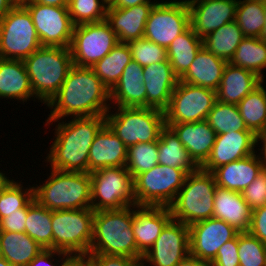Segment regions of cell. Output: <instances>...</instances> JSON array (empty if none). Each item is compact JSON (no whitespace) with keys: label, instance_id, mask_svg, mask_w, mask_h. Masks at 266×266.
Returning <instances> with one entry per match:
<instances>
[{"label":"cell","instance_id":"1","mask_svg":"<svg viewBox=\"0 0 266 266\" xmlns=\"http://www.w3.org/2000/svg\"><path fill=\"white\" fill-rule=\"evenodd\" d=\"M109 102L110 90L94 70L74 65L58 93L46 105L51 110L46 120L105 115L111 109Z\"/></svg>","mask_w":266,"mask_h":266},{"label":"cell","instance_id":"2","mask_svg":"<svg viewBox=\"0 0 266 266\" xmlns=\"http://www.w3.org/2000/svg\"><path fill=\"white\" fill-rule=\"evenodd\" d=\"M55 125L54 142L46 161L52 169L64 172H88L89 151L96 134L106 124L105 115L73 117L71 120H45ZM62 121V122H61Z\"/></svg>","mask_w":266,"mask_h":266},{"label":"cell","instance_id":"3","mask_svg":"<svg viewBox=\"0 0 266 266\" xmlns=\"http://www.w3.org/2000/svg\"><path fill=\"white\" fill-rule=\"evenodd\" d=\"M133 206L96 211L89 253L127 256L142 260L132 229Z\"/></svg>","mask_w":266,"mask_h":266},{"label":"cell","instance_id":"4","mask_svg":"<svg viewBox=\"0 0 266 266\" xmlns=\"http://www.w3.org/2000/svg\"><path fill=\"white\" fill-rule=\"evenodd\" d=\"M38 102L47 105L58 93L74 66L69 48L41 46L23 60Z\"/></svg>","mask_w":266,"mask_h":266},{"label":"cell","instance_id":"5","mask_svg":"<svg viewBox=\"0 0 266 266\" xmlns=\"http://www.w3.org/2000/svg\"><path fill=\"white\" fill-rule=\"evenodd\" d=\"M44 182L33 187V197L39 205L51 211L91 208L89 172H64L51 168Z\"/></svg>","mask_w":266,"mask_h":266},{"label":"cell","instance_id":"6","mask_svg":"<svg viewBox=\"0 0 266 266\" xmlns=\"http://www.w3.org/2000/svg\"><path fill=\"white\" fill-rule=\"evenodd\" d=\"M216 180L212 172L201 168L186 176L169 209L173 220L190 226L213 218Z\"/></svg>","mask_w":266,"mask_h":266},{"label":"cell","instance_id":"7","mask_svg":"<svg viewBox=\"0 0 266 266\" xmlns=\"http://www.w3.org/2000/svg\"><path fill=\"white\" fill-rule=\"evenodd\" d=\"M112 108L116 112H111ZM111 109L105 114L106 124L127 147L158 141L166 126L164 112L158 109L112 106Z\"/></svg>","mask_w":266,"mask_h":266},{"label":"cell","instance_id":"8","mask_svg":"<svg viewBox=\"0 0 266 266\" xmlns=\"http://www.w3.org/2000/svg\"><path fill=\"white\" fill-rule=\"evenodd\" d=\"M91 208L52 211V249L87 256L93 235Z\"/></svg>","mask_w":266,"mask_h":266},{"label":"cell","instance_id":"9","mask_svg":"<svg viewBox=\"0 0 266 266\" xmlns=\"http://www.w3.org/2000/svg\"><path fill=\"white\" fill-rule=\"evenodd\" d=\"M90 175L93 211L122 209L136 205L134 180L125 166L106 167Z\"/></svg>","mask_w":266,"mask_h":266},{"label":"cell","instance_id":"10","mask_svg":"<svg viewBox=\"0 0 266 266\" xmlns=\"http://www.w3.org/2000/svg\"><path fill=\"white\" fill-rule=\"evenodd\" d=\"M41 46L28 9L15 5L0 21V58L24 60Z\"/></svg>","mask_w":266,"mask_h":266},{"label":"cell","instance_id":"11","mask_svg":"<svg viewBox=\"0 0 266 266\" xmlns=\"http://www.w3.org/2000/svg\"><path fill=\"white\" fill-rule=\"evenodd\" d=\"M188 173L180 168L157 164L133 181L135 204L169 207L183 186Z\"/></svg>","mask_w":266,"mask_h":266},{"label":"cell","instance_id":"12","mask_svg":"<svg viewBox=\"0 0 266 266\" xmlns=\"http://www.w3.org/2000/svg\"><path fill=\"white\" fill-rule=\"evenodd\" d=\"M119 43L106 20L74 26L69 46L73 64L92 68Z\"/></svg>","mask_w":266,"mask_h":266},{"label":"cell","instance_id":"13","mask_svg":"<svg viewBox=\"0 0 266 266\" xmlns=\"http://www.w3.org/2000/svg\"><path fill=\"white\" fill-rule=\"evenodd\" d=\"M216 101V91L179 80L164 111L165 124L206 120Z\"/></svg>","mask_w":266,"mask_h":266},{"label":"cell","instance_id":"14","mask_svg":"<svg viewBox=\"0 0 266 266\" xmlns=\"http://www.w3.org/2000/svg\"><path fill=\"white\" fill-rule=\"evenodd\" d=\"M24 6L32 17L42 46L69 48L75 25L68 7L48 6L35 2Z\"/></svg>","mask_w":266,"mask_h":266},{"label":"cell","instance_id":"15","mask_svg":"<svg viewBox=\"0 0 266 266\" xmlns=\"http://www.w3.org/2000/svg\"><path fill=\"white\" fill-rule=\"evenodd\" d=\"M189 26V7L162 0L151 9L143 38L168 48Z\"/></svg>","mask_w":266,"mask_h":266},{"label":"cell","instance_id":"16","mask_svg":"<svg viewBox=\"0 0 266 266\" xmlns=\"http://www.w3.org/2000/svg\"><path fill=\"white\" fill-rule=\"evenodd\" d=\"M189 254V226L172 219L143 255L141 263L142 266H177Z\"/></svg>","mask_w":266,"mask_h":266},{"label":"cell","instance_id":"17","mask_svg":"<svg viewBox=\"0 0 266 266\" xmlns=\"http://www.w3.org/2000/svg\"><path fill=\"white\" fill-rule=\"evenodd\" d=\"M239 232L223 220L209 218L189 226L190 255L211 263L218 249Z\"/></svg>","mask_w":266,"mask_h":266},{"label":"cell","instance_id":"18","mask_svg":"<svg viewBox=\"0 0 266 266\" xmlns=\"http://www.w3.org/2000/svg\"><path fill=\"white\" fill-rule=\"evenodd\" d=\"M256 147V135L252 131H230L216 135L211 153L200 168L213 172L222 165L258 152Z\"/></svg>","mask_w":266,"mask_h":266},{"label":"cell","instance_id":"19","mask_svg":"<svg viewBox=\"0 0 266 266\" xmlns=\"http://www.w3.org/2000/svg\"><path fill=\"white\" fill-rule=\"evenodd\" d=\"M238 0H203L189 7L190 26L200 37L235 21Z\"/></svg>","mask_w":266,"mask_h":266},{"label":"cell","instance_id":"20","mask_svg":"<svg viewBox=\"0 0 266 266\" xmlns=\"http://www.w3.org/2000/svg\"><path fill=\"white\" fill-rule=\"evenodd\" d=\"M171 220L169 207L134 205L132 229L137 250L142 256L152 247Z\"/></svg>","mask_w":266,"mask_h":266},{"label":"cell","instance_id":"21","mask_svg":"<svg viewBox=\"0 0 266 266\" xmlns=\"http://www.w3.org/2000/svg\"><path fill=\"white\" fill-rule=\"evenodd\" d=\"M146 107L165 111L179 78L168 60L143 67Z\"/></svg>","mask_w":266,"mask_h":266},{"label":"cell","instance_id":"22","mask_svg":"<svg viewBox=\"0 0 266 266\" xmlns=\"http://www.w3.org/2000/svg\"><path fill=\"white\" fill-rule=\"evenodd\" d=\"M128 147L105 124L96 134L90 147L88 172L106 167L126 166Z\"/></svg>","mask_w":266,"mask_h":266},{"label":"cell","instance_id":"23","mask_svg":"<svg viewBox=\"0 0 266 266\" xmlns=\"http://www.w3.org/2000/svg\"><path fill=\"white\" fill-rule=\"evenodd\" d=\"M155 4H140L129 8L107 7L106 21L120 43L143 38L146 21Z\"/></svg>","mask_w":266,"mask_h":266},{"label":"cell","instance_id":"24","mask_svg":"<svg viewBox=\"0 0 266 266\" xmlns=\"http://www.w3.org/2000/svg\"><path fill=\"white\" fill-rule=\"evenodd\" d=\"M166 126L174 131L194 162L201 167L209 157L217 135L208 122L203 120Z\"/></svg>","mask_w":266,"mask_h":266},{"label":"cell","instance_id":"25","mask_svg":"<svg viewBox=\"0 0 266 266\" xmlns=\"http://www.w3.org/2000/svg\"><path fill=\"white\" fill-rule=\"evenodd\" d=\"M252 210L240 192L216 186L213 218L223 220L239 233L250 229Z\"/></svg>","mask_w":266,"mask_h":266},{"label":"cell","instance_id":"26","mask_svg":"<svg viewBox=\"0 0 266 266\" xmlns=\"http://www.w3.org/2000/svg\"><path fill=\"white\" fill-rule=\"evenodd\" d=\"M264 169L256 153L216 168L212 173L217 186L242 193Z\"/></svg>","mask_w":266,"mask_h":266},{"label":"cell","instance_id":"27","mask_svg":"<svg viewBox=\"0 0 266 266\" xmlns=\"http://www.w3.org/2000/svg\"><path fill=\"white\" fill-rule=\"evenodd\" d=\"M113 107H146L143 67L135 60L124 68L118 83L110 91Z\"/></svg>","mask_w":266,"mask_h":266},{"label":"cell","instance_id":"28","mask_svg":"<svg viewBox=\"0 0 266 266\" xmlns=\"http://www.w3.org/2000/svg\"><path fill=\"white\" fill-rule=\"evenodd\" d=\"M262 81L254 72L228 62L216 90L217 100L221 103L237 105Z\"/></svg>","mask_w":266,"mask_h":266},{"label":"cell","instance_id":"29","mask_svg":"<svg viewBox=\"0 0 266 266\" xmlns=\"http://www.w3.org/2000/svg\"><path fill=\"white\" fill-rule=\"evenodd\" d=\"M227 61L202 47L195 56L188 71L180 81L216 91L221 83Z\"/></svg>","mask_w":266,"mask_h":266},{"label":"cell","instance_id":"30","mask_svg":"<svg viewBox=\"0 0 266 266\" xmlns=\"http://www.w3.org/2000/svg\"><path fill=\"white\" fill-rule=\"evenodd\" d=\"M0 98L27 102L35 101L30 79L23 60L0 58Z\"/></svg>","mask_w":266,"mask_h":266},{"label":"cell","instance_id":"31","mask_svg":"<svg viewBox=\"0 0 266 266\" xmlns=\"http://www.w3.org/2000/svg\"><path fill=\"white\" fill-rule=\"evenodd\" d=\"M42 250L25 232L0 231V255L12 266H27Z\"/></svg>","mask_w":266,"mask_h":266},{"label":"cell","instance_id":"32","mask_svg":"<svg viewBox=\"0 0 266 266\" xmlns=\"http://www.w3.org/2000/svg\"><path fill=\"white\" fill-rule=\"evenodd\" d=\"M157 146L159 164L183 169L188 174L200 168L169 126L162 129Z\"/></svg>","mask_w":266,"mask_h":266},{"label":"cell","instance_id":"33","mask_svg":"<svg viewBox=\"0 0 266 266\" xmlns=\"http://www.w3.org/2000/svg\"><path fill=\"white\" fill-rule=\"evenodd\" d=\"M203 47L200 38L189 26L167 48V56L174 74L180 79L190 68L198 51Z\"/></svg>","mask_w":266,"mask_h":266},{"label":"cell","instance_id":"34","mask_svg":"<svg viewBox=\"0 0 266 266\" xmlns=\"http://www.w3.org/2000/svg\"><path fill=\"white\" fill-rule=\"evenodd\" d=\"M132 60L128 43H118L103 59L99 60L92 69L103 84L111 91L118 83L124 68Z\"/></svg>","mask_w":266,"mask_h":266},{"label":"cell","instance_id":"35","mask_svg":"<svg viewBox=\"0 0 266 266\" xmlns=\"http://www.w3.org/2000/svg\"><path fill=\"white\" fill-rule=\"evenodd\" d=\"M230 64L254 72L264 80L266 68V42L260 38L244 37L238 45Z\"/></svg>","mask_w":266,"mask_h":266},{"label":"cell","instance_id":"36","mask_svg":"<svg viewBox=\"0 0 266 266\" xmlns=\"http://www.w3.org/2000/svg\"><path fill=\"white\" fill-rule=\"evenodd\" d=\"M263 80L237 107L248 130L255 135L266 130V88Z\"/></svg>","mask_w":266,"mask_h":266},{"label":"cell","instance_id":"37","mask_svg":"<svg viewBox=\"0 0 266 266\" xmlns=\"http://www.w3.org/2000/svg\"><path fill=\"white\" fill-rule=\"evenodd\" d=\"M245 36L236 21L227 23L203 38V47L229 62Z\"/></svg>","mask_w":266,"mask_h":266},{"label":"cell","instance_id":"38","mask_svg":"<svg viewBox=\"0 0 266 266\" xmlns=\"http://www.w3.org/2000/svg\"><path fill=\"white\" fill-rule=\"evenodd\" d=\"M52 211L39 205L34 197L27 203L25 233L43 249H52Z\"/></svg>","mask_w":266,"mask_h":266},{"label":"cell","instance_id":"39","mask_svg":"<svg viewBox=\"0 0 266 266\" xmlns=\"http://www.w3.org/2000/svg\"><path fill=\"white\" fill-rule=\"evenodd\" d=\"M206 121L217 135L230 131H251L246 127L237 105L221 103L218 100L208 113Z\"/></svg>","mask_w":266,"mask_h":266},{"label":"cell","instance_id":"40","mask_svg":"<svg viewBox=\"0 0 266 266\" xmlns=\"http://www.w3.org/2000/svg\"><path fill=\"white\" fill-rule=\"evenodd\" d=\"M264 19L263 0H238L235 21L244 36L260 38Z\"/></svg>","mask_w":266,"mask_h":266},{"label":"cell","instance_id":"41","mask_svg":"<svg viewBox=\"0 0 266 266\" xmlns=\"http://www.w3.org/2000/svg\"><path fill=\"white\" fill-rule=\"evenodd\" d=\"M158 163L157 141L138 143L128 147L126 168L131 173L133 180Z\"/></svg>","mask_w":266,"mask_h":266},{"label":"cell","instance_id":"42","mask_svg":"<svg viewBox=\"0 0 266 266\" xmlns=\"http://www.w3.org/2000/svg\"><path fill=\"white\" fill-rule=\"evenodd\" d=\"M18 181L12 179L0 190V220L23 208L33 198V187L35 185H28L25 189L22 180Z\"/></svg>","mask_w":266,"mask_h":266},{"label":"cell","instance_id":"43","mask_svg":"<svg viewBox=\"0 0 266 266\" xmlns=\"http://www.w3.org/2000/svg\"><path fill=\"white\" fill-rule=\"evenodd\" d=\"M107 5L103 0H69L68 12L74 25L106 19Z\"/></svg>","mask_w":266,"mask_h":266},{"label":"cell","instance_id":"44","mask_svg":"<svg viewBox=\"0 0 266 266\" xmlns=\"http://www.w3.org/2000/svg\"><path fill=\"white\" fill-rule=\"evenodd\" d=\"M239 266H266V245L249 232L238 233Z\"/></svg>","mask_w":266,"mask_h":266},{"label":"cell","instance_id":"45","mask_svg":"<svg viewBox=\"0 0 266 266\" xmlns=\"http://www.w3.org/2000/svg\"><path fill=\"white\" fill-rule=\"evenodd\" d=\"M132 59L144 67L168 60L167 48L157 45L145 38L128 42Z\"/></svg>","mask_w":266,"mask_h":266},{"label":"cell","instance_id":"46","mask_svg":"<svg viewBox=\"0 0 266 266\" xmlns=\"http://www.w3.org/2000/svg\"><path fill=\"white\" fill-rule=\"evenodd\" d=\"M245 202L251 210L260 208L266 204V169L257 176V178L243 190L241 193Z\"/></svg>","mask_w":266,"mask_h":266},{"label":"cell","instance_id":"47","mask_svg":"<svg viewBox=\"0 0 266 266\" xmlns=\"http://www.w3.org/2000/svg\"><path fill=\"white\" fill-rule=\"evenodd\" d=\"M211 266H239L238 234L224 243L217 252Z\"/></svg>","mask_w":266,"mask_h":266},{"label":"cell","instance_id":"48","mask_svg":"<svg viewBox=\"0 0 266 266\" xmlns=\"http://www.w3.org/2000/svg\"><path fill=\"white\" fill-rule=\"evenodd\" d=\"M90 266H142L141 260L127 256L89 253Z\"/></svg>","mask_w":266,"mask_h":266},{"label":"cell","instance_id":"49","mask_svg":"<svg viewBox=\"0 0 266 266\" xmlns=\"http://www.w3.org/2000/svg\"><path fill=\"white\" fill-rule=\"evenodd\" d=\"M27 217V204L19 209L17 212L10 214L9 216L3 217L0 220V231L7 232H25Z\"/></svg>","mask_w":266,"mask_h":266},{"label":"cell","instance_id":"50","mask_svg":"<svg viewBox=\"0 0 266 266\" xmlns=\"http://www.w3.org/2000/svg\"><path fill=\"white\" fill-rule=\"evenodd\" d=\"M248 232L266 245V204L252 211Z\"/></svg>","mask_w":266,"mask_h":266},{"label":"cell","instance_id":"51","mask_svg":"<svg viewBox=\"0 0 266 266\" xmlns=\"http://www.w3.org/2000/svg\"><path fill=\"white\" fill-rule=\"evenodd\" d=\"M69 256L70 255L68 253L63 251L43 249L27 266H61L60 263H63ZM54 257L58 258V260ZM54 260L56 263H59L55 264Z\"/></svg>","mask_w":266,"mask_h":266},{"label":"cell","instance_id":"52","mask_svg":"<svg viewBox=\"0 0 266 266\" xmlns=\"http://www.w3.org/2000/svg\"><path fill=\"white\" fill-rule=\"evenodd\" d=\"M157 2V0L152 2L151 0H116L111 6L108 7L129 8L140 4H156Z\"/></svg>","mask_w":266,"mask_h":266},{"label":"cell","instance_id":"53","mask_svg":"<svg viewBox=\"0 0 266 266\" xmlns=\"http://www.w3.org/2000/svg\"><path fill=\"white\" fill-rule=\"evenodd\" d=\"M258 143L262 144L261 148L257 149L260 151V153L258 152V156L262 161L264 168L266 169V130L256 135V145L260 147Z\"/></svg>","mask_w":266,"mask_h":266},{"label":"cell","instance_id":"54","mask_svg":"<svg viewBox=\"0 0 266 266\" xmlns=\"http://www.w3.org/2000/svg\"><path fill=\"white\" fill-rule=\"evenodd\" d=\"M61 266H90L87 256H69Z\"/></svg>","mask_w":266,"mask_h":266},{"label":"cell","instance_id":"55","mask_svg":"<svg viewBox=\"0 0 266 266\" xmlns=\"http://www.w3.org/2000/svg\"><path fill=\"white\" fill-rule=\"evenodd\" d=\"M177 266H211V265L209 262L200 260L199 258L193 257L189 254Z\"/></svg>","mask_w":266,"mask_h":266},{"label":"cell","instance_id":"56","mask_svg":"<svg viewBox=\"0 0 266 266\" xmlns=\"http://www.w3.org/2000/svg\"><path fill=\"white\" fill-rule=\"evenodd\" d=\"M33 2L48 6L68 7L69 0H34Z\"/></svg>","mask_w":266,"mask_h":266},{"label":"cell","instance_id":"57","mask_svg":"<svg viewBox=\"0 0 266 266\" xmlns=\"http://www.w3.org/2000/svg\"><path fill=\"white\" fill-rule=\"evenodd\" d=\"M14 6L12 0H0V21Z\"/></svg>","mask_w":266,"mask_h":266},{"label":"cell","instance_id":"58","mask_svg":"<svg viewBox=\"0 0 266 266\" xmlns=\"http://www.w3.org/2000/svg\"><path fill=\"white\" fill-rule=\"evenodd\" d=\"M200 1H203V0H170V1H167V2H170V3H176V4H179L181 6H186V7H190L192 5H194L195 3L197 2H200Z\"/></svg>","mask_w":266,"mask_h":266},{"label":"cell","instance_id":"59","mask_svg":"<svg viewBox=\"0 0 266 266\" xmlns=\"http://www.w3.org/2000/svg\"><path fill=\"white\" fill-rule=\"evenodd\" d=\"M263 12H264V26L260 34V39L266 42V0H263Z\"/></svg>","mask_w":266,"mask_h":266},{"label":"cell","instance_id":"60","mask_svg":"<svg viewBox=\"0 0 266 266\" xmlns=\"http://www.w3.org/2000/svg\"><path fill=\"white\" fill-rule=\"evenodd\" d=\"M7 174L0 171V190H2L12 179L6 176Z\"/></svg>","mask_w":266,"mask_h":266},{"label":"cell","instance_id":"61","mask_svg":"<svg viewBox=\"0 0 266 266\" xmlns=\"http://www.w3.org/2000/svg\"><path fill=\"white\" fill-rule=\"evenodd\" d=\"M34 0H12L14 5H25L27 3L33 2Z\"/></svg>","mask_w":266,"mask_h":266},{"label":"cell","instance_id":"62","mask_svg":"<svg viewBox=\"0 0 266 266\" xmlns=\"http://www.w3.org/2000/svg\"><path fill=\"white\" fill-rule=\"evenodd\" d=\"M0 266H12L4 257L0 255Z\"/></svg>","mask_w":266,"mask_h":266},{"label":"cell","instance_id":"63","mask_svg":"<svg viewBox=\"0 0 266 266\" xmlns=\"http://www.w3.org/2000/svg\"><path fill=\"white\" fill-rule=\"evenodd\" d=\"M116 0H103L107 6H111Z\"/></svg>","mask_w":266,"mask_h":266}]
</instances>
